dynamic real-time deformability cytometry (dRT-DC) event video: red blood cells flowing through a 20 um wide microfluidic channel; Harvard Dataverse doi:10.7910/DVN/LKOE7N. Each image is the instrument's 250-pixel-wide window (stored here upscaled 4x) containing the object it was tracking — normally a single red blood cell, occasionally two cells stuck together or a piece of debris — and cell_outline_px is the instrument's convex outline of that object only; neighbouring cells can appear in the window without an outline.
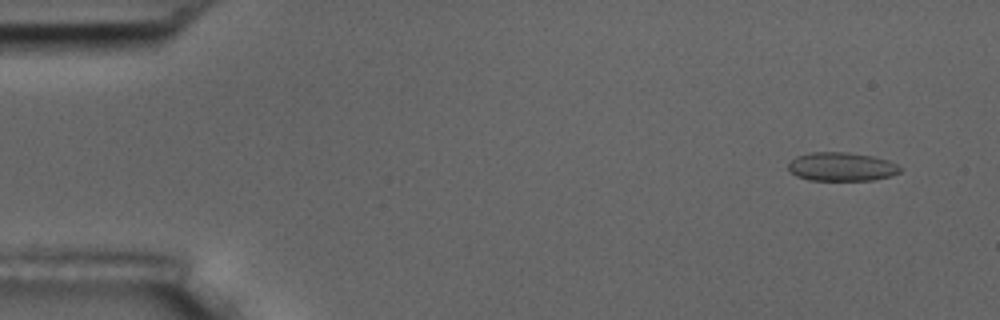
{"species": "common noctule bat (a hibernating species)", "species_latin": "Nyctalus noctula", "temperature_condition": "room temperature", "stored_images_in_passage": 4, "camera_frame_rate_fps": 3000, "um_per_image_px": 0.085, "animal": {"sex": "male", "body_mass_g": 17.5, "forearm_length_mm": 52.3}, "frame": {"image": 1, "passage_image": 1, "time_ms": 0.0, "image_size_px": [1000, 320], "cell_outline_px": [[904, 168], [900, 172], [892, 176], [872, 180], [808, 180], [796, 176], [788, 168], [788, 164], [796, 156], [812, 152], [848, 152], [872, 156], [888, 160]], "centroid_in_image_um": [71.56, 14.17], "position_along_channel_um": 13.4, "area_um2": 18.79}}